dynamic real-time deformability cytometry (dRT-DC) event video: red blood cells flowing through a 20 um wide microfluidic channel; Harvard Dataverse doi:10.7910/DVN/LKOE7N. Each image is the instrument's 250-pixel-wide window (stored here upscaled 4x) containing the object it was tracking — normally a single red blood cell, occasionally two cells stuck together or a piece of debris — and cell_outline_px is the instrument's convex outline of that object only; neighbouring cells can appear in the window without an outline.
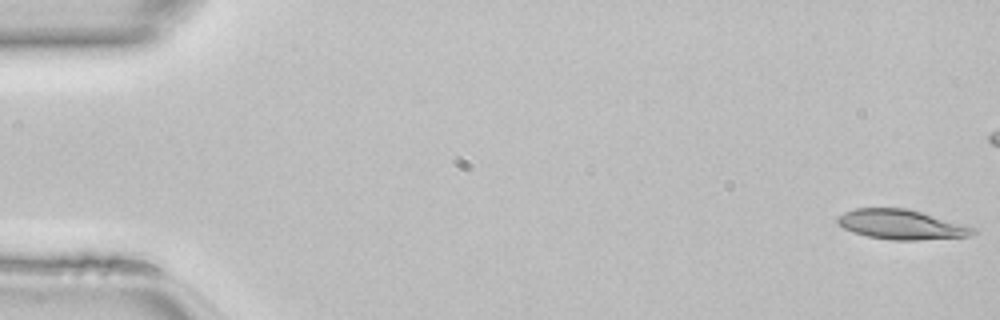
{"species": "common noctule bat (a hibernating species)", "species_latin": "Nyctalus noctula", "temperature_condition": "room temperature", "stored_images_in_passage": 48, "camera_frame_rate_fps": 3000, "um_per_image_px": 0.085, "animal": {"sex": "female", "body_mass_g": 22.7, "forearm_length_mm": 54.2}, "frame": {"image": 1, "passage_image": 1, "time_ms": 0.0, "image_size_px": [1000, 320], "cell_outline_px": [[976, 232], [968, 236], [920, 240], [892, 240], [868, 236], [852, 232], [836, 224], [836, 216], [844, 212], [856, 208], [904, 208], [920, 212], [976, 228]], "centroid_in_image_um": [76.54, 19.09], "position_along_channel_um": 8.5, "area_um2": 23.29}}
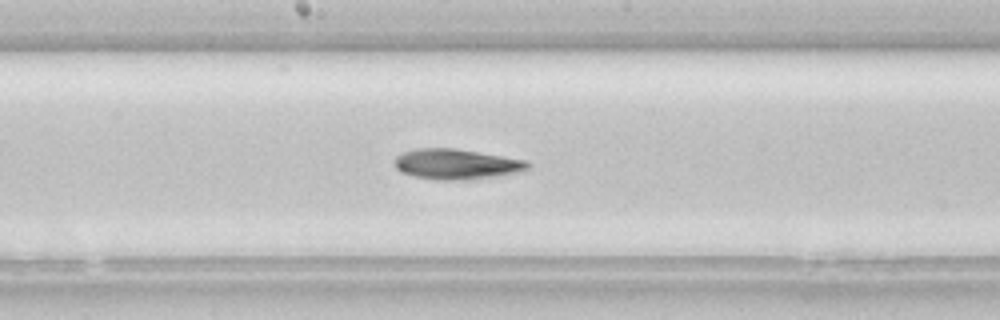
{"frame": {"image": 2, "passage_image": 25, "time_ms": 8.0, "image_size_px": [1000, 320], "cell_outline_px": [[532, 164], [524, 172], [496, 176], [460, 180], [436, 180], [416, 176], [400, 172], [396, 168], [396, 156], [404, 152], [416, 148], [456, 148], [528, 160]], "centroid_in_image_um": [38.86, 13.95], "position_along_channel_um": 209.3, "area_um2": 23.7}}
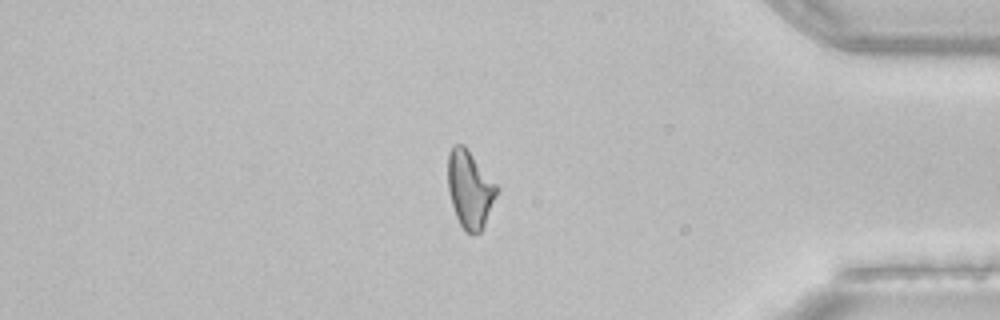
{"frame": {"image": 3, "passage_image": 40, "time_ms": 13.0, "image_size_px": [1000, 320], "cell_outline_px": [[500, 188], [484, 224], [480, 232], [472, 236], [464, 232], [456, 216], [448, 192], [448, 152], [452, 144], [464, 144]], "centroid_in_image_um": [39.93, 16.08], "position_along_channel_um": 395.3, "area_um2": 22.25}}